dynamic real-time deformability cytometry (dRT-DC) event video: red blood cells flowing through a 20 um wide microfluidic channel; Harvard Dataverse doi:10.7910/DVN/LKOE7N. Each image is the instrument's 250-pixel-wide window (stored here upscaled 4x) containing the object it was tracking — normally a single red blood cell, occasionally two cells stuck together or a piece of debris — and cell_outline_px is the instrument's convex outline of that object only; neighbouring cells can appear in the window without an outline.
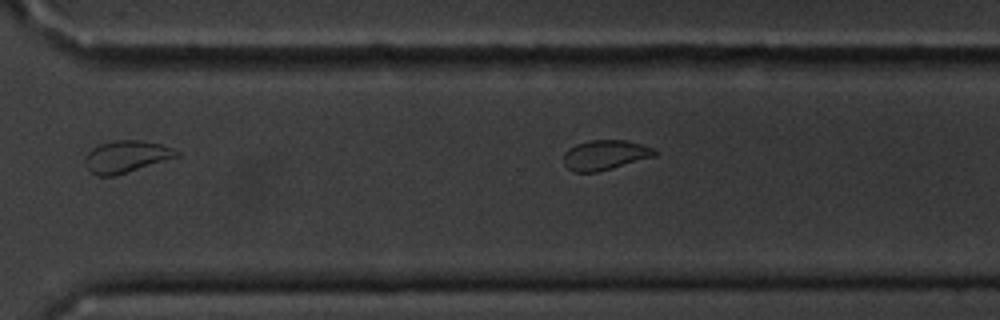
{"species": "common noctule bat (a hibernating species)", "species_latin": "Nyctalus noctula", "temperature_condition": "cold", "stored_images_in_passage": 10, "camera_frame_rate_fps": 3000, "um_per_image_px": 0.085, "animal": {"sex": "male", "body_mass_g": 20.1, "forearm_length_mm": 53.5}, "frame": {"image": 1, "passage_image": 10, "time_ms": 11.0, "image_size_px": [1000, 320], "cell_outline_px": [[660, 152], [656, 156], [612, 168], [596, 172], [572, 172], [564, 164], [564, 152], [568, 148], [576, 144], [588, 140], [624, 140], [640, 144], [652, 148]], "centroid_in_image_um": [51.42, 13.17], "position_along_channel_um": 319.2, "area_um2": 15.9}}